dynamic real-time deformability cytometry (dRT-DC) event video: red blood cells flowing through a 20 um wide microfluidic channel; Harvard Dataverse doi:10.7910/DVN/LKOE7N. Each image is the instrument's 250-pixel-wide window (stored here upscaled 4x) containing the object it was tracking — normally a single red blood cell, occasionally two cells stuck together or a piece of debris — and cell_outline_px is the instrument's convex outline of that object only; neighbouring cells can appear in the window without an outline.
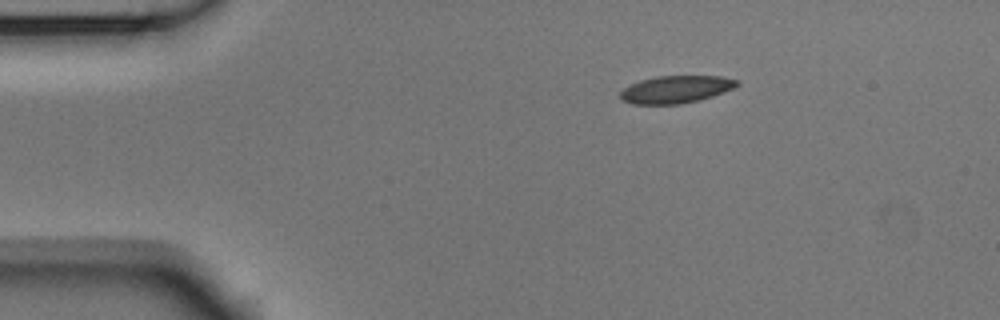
{"species": "Egyptian fruit bat (a non-hibernating species)", "species_latin": "Rousettus aegyptiacus", "temperature_condition": "room temperature", "stored_images_in_passage": 46, "camera_frame_rate_fps": 3000, "um_per_image_px": 0.085, "animal": {"sex": "male"}, "frame": {"image": 1, "passage_image": 1, "time_ms": 0.0, "image_size_px": [1000, 320], "cell_outline_px": [[740, 84], [736, 88], [700, 100], [680, 104], [632, 104], [620, 100], [620, 92], [624, 88], [640, 80], [656, 76], [720, 76], [740, 80]], "centroid_in_image_um": [57.48, 7.6], "position_along_channel_um": 27.5, "area_um2": 18.84}}
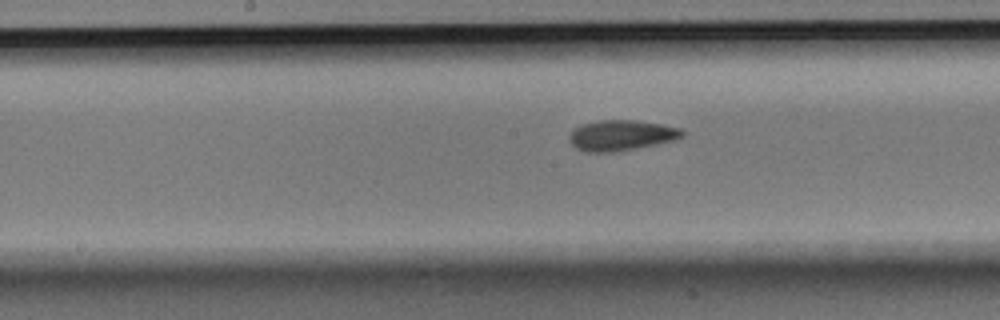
{"frame": {"image": 2, "passage_image": 19, "time_ms": 6.0, "image_size_px": [1000, 320], "cell_outline_px": [[684, 136], [676, 140], [616, 152], [584, 152], [576, 148], [568, 140], [568, 136], [576, 128], [584, 124], [600, 120], [636, 120], [660, 124], [680, 128], [684, 132]], "centroid_in_image_um": [52.82, 11.51], "position_along_channel_um": 195.4, "area_um2": 20.06}}
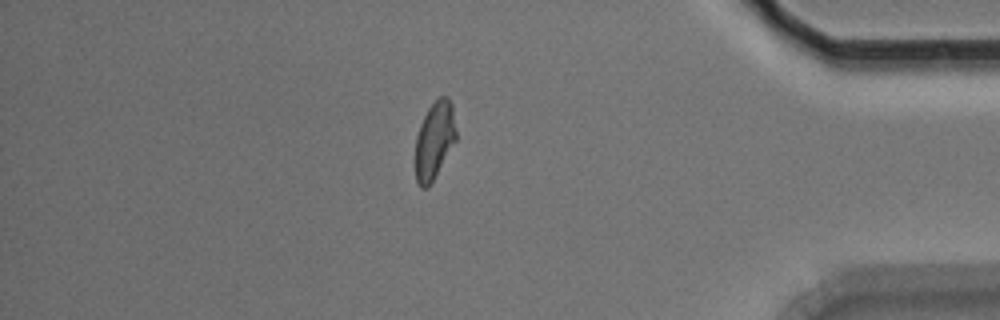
{"frame": {"image": 3, "passage_image": 38, "time_ms": 12.333, "image_size_px": [1000, 320], "cell_outline_px": [[456, 140], [428, 188], [420, 188], [416, 180], [416, 136], [420, 124], [428, 108], [440, 96], [448, 96], [452, 104], [456, 132]], "centroid_in_image_um": [36.93, 11.92], "position_along_channel_um": 398.3, "area_um2": 18.21}, "authors_computed_cell_mechanics": {"area_um2": 19.1318, "velocity_mm_per_s": 3.7462, "shape_relaxation_time_tau1_ms": 4.5087, "shape_relaxation_time_tau2_ms": 2.7478, "deformation_change_tau1": 0.1351, "deformation_change_tau2": 0.0955}}